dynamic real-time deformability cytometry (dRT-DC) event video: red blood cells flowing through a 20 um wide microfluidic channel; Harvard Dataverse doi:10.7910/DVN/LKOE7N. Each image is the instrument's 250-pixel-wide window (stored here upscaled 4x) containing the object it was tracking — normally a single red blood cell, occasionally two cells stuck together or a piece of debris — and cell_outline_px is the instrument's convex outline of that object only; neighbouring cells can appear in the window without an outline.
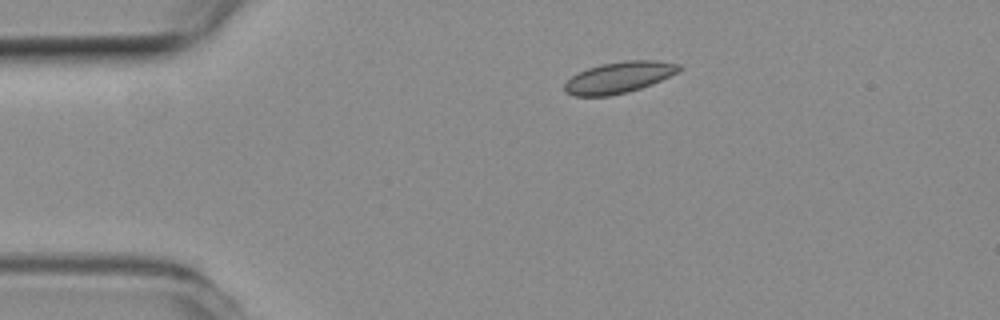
{"species": "common noctule bat (a hibernating species)", "species_latin": "Nyctalus noctula", "temperature_condition": "room temperature", "stored_images_in_passage": 2, "camera_frame_rate_fps": 3000, "um_per_image_px": 0.085, "animal": {"sex": "female", "body_mass_g": 19.3, "forearm_length_mm": 54.1}, "frame": {"image": 1, "passage_image": 2, "time_ms": 0.333, "image_size_px": [1000, 320], "cell_outline_px": [[684, 68], [652, 84], [628, 92], [608, 96], [576, 96], [564, 92], [564, 84], [572, 76], [588, 68], [600, 64], [624, 60], [656, 60], [680, 64]], "centroid_in_image_um": [52.61, 6.57], "position_along_channel_um": 32.4, "area_um2": 20.81}}